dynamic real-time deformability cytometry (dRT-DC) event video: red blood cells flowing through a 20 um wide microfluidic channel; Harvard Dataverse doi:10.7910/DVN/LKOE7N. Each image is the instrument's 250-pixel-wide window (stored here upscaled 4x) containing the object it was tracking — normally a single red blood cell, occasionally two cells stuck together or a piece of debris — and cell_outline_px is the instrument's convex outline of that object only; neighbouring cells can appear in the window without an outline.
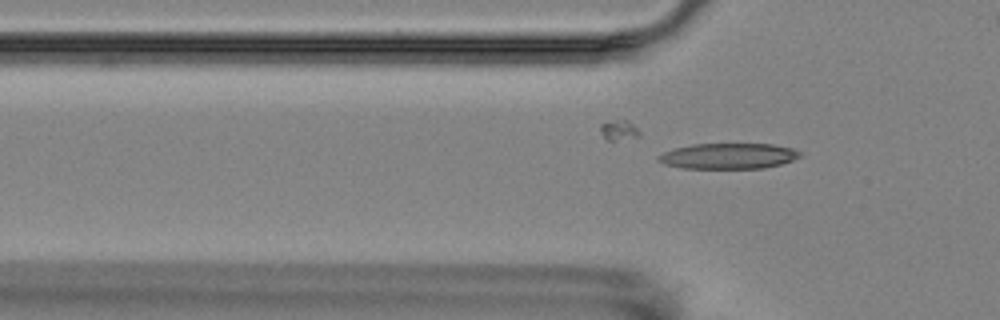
{"species": "Egyptian fruit bat (a non-hibernating species)", "species_latin": "Rousettus aegyptiacus", "temperature_condition": "room temperature", "stored_images_in_passage": 3, "segment_of_instrument_passage": [2, 2], "camera_frame_rate_fps": 3000, "um_per_image_px": 0.085, "animal": {"sex": "female"}, "frame": {"image": 1, "passage_image": 3, "time_ms": 2.333, "image_size_px": [1000, 320], "cell_outline_px": [[800, 156], [792, 160], [780, 164], [764, 168], [680, 168], [664, 164], [656, 160], [656, 156], [672, 148], [692, 144], [772, 144], [792, 148], [800, 152]], "centroid_in_image_um": [61.84, 13.26], "position_along_channel_um": 64.0, "area_um2": 21.21}}